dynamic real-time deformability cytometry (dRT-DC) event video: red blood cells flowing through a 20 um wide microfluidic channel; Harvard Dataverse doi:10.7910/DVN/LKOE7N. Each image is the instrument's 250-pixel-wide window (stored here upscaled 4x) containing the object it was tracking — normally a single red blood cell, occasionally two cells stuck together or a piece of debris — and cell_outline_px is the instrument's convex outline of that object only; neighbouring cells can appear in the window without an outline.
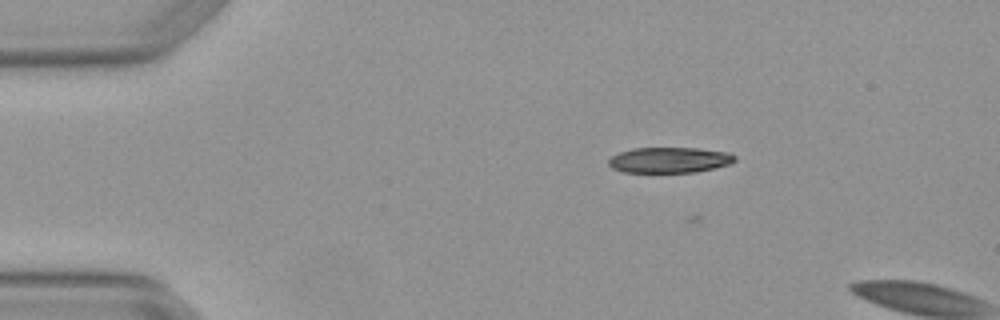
{"species": "Egyptian fruit bat (a non-hibernating species)", "species_latin": "Rousettus aegyptiacus", "temperature_condition": "warm", "stored_images_in_passage": 3, "camera_frame_rate_fps": 3000, "um_per_image_px": 0.085, "animal": {"sex": "female"}, "frame": {"image": 1, "passage_image": 2, "time_ms": 0.333, "image_size_px": [1000, 320], "cell_outline_px": [[736, 160], [732, 164], [716, 168], [696, 172], [624, 172], [612, 168], [608, 164], [608, 160], [612, 156], [620, 152], [632, 148], [696, 148], [728, 152], [736, 156]], "centroid_in_image_um": [56.94, 13.6], "position_along_channel_um": 28.1, "area_um2": 18.96}}